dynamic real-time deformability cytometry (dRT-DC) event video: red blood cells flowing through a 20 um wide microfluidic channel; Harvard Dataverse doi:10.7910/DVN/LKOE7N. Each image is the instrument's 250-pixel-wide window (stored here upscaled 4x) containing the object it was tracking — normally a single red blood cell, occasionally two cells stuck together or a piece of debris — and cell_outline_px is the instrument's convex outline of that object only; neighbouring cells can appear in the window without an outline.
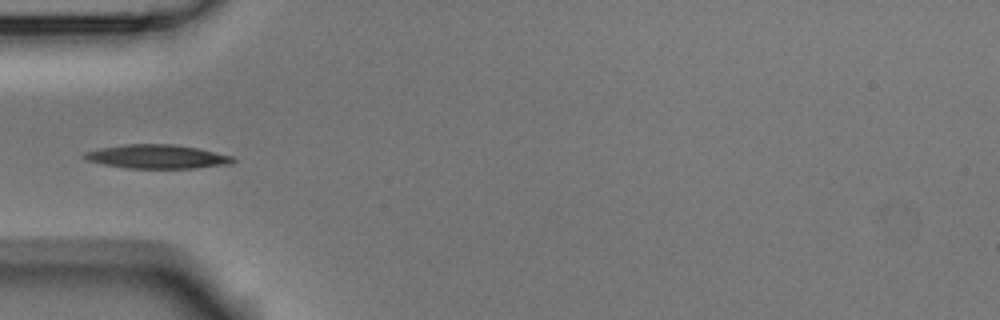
{"species": "Egyptian fruit bat (a non-hibernating species)", "species_latin": "Rousettus aegyptiacus", "temperature_condition": "room temperature", "stored_images_in_passage": 5, "camera_frame_rate_fps": 3000, "um_per_image_px": 0.085, "animal": {"sex": "male"}, "frame": {"image": 1, "passage_image": 5, "time_ms": 1.333, "image_size_px": [1000, 320], "cell_outline_px": [[236, 160], [232, 164], [196, 168], [128, 168], [104, 164], [88, 160], [84, 156], [84, 152], [100, 148], [124, 144], [176, 144], [196, 148], [232, 156]], "centroid_in_image_um": [13.38, 13.31], "position_along_channel_um": 71.6, "area_um2": 20.52}}